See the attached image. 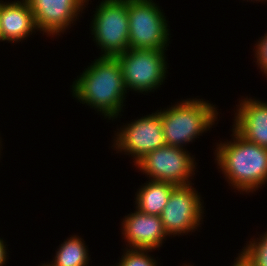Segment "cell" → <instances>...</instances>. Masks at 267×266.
<instances>
[{"label": "cell", "mask_w": 267, "mask_h": 266, "mask_svg": "<svg viewBox=\"0 0 267 266\" xmlns=\"http://www.w3.org/2000/svg\"><path fill=\"white\" fill-rule=\"evenodd\" d=\"M165 50L129 48L116 56L121 68L126 90L148 93L161 87L166 79Z\"/></svg>", "instance_id": "cell-6"}, {"label": "cell", "mask_w": 267, "mask_h": 266, "mask_svg": "<svg viewBox=\"0 0 267 266\" xmlns=\"http://www.w3.org/2000/svg\"><path fill=\"white\" fill-rule=\"evenodd\" d=\"M85 241L77 235L65 240L57 249L52 266H89L90 257Z\"/></svg>", "instance_id": "cell-15"}, {"label": "cell", "mask_w": 267, "mask_h": 266, "mask_svg": "<svg viewBox=\"0 0 267 266\" xmlns=\"http://www.w3.org/2000/svg\"><path fill=\"white\" fill-rule=\"evenodd\" d=\"M176 185L169 182L149 180L136 192V209L145 214L160 216Z\"/></svg>", "instance_id": "cell-14"}, {"label": "cell", "mask_w": 267, "mask_h": 266, "mask_svg": "<svg viewBox=\"0 0 267 266\" xmlns=\"http://www.w3.org/2000/svg\"><path fill=\"white\" fill-rule=\"evenodd\" d=\"M71 87L72 95L80 103L96 109L105 119L113 120L123 111L127 90L116 57H98Z\"/></svg>", "instance_id": "cell-1"}, {"label": "cell", "mask_w": 267, "mask_h": 266, "mask_svg": "<svg viewBox=\"0 0 267 266\" xmlns=\"http://www.w3.org/2000/svg\"><path fill=\"white\" fill-rule=\"evenodd\" d=\"M193 158L185 148L164 146L145 155L135 166L150 180L187 185L191 184L190 177L195 175Z\"/></svg>", "instance_id": "cell-7"}, {"label": "cell", "mask_w": 267, "mask_h": 266, "mask_svg": "<svg viewBox=\"0 0 267 266\" xmlns=\"http://www.w3.org/2000/svg\"><path fill=\"white\" fill-rule=\"evenodd\" d=\"M231 266H244L242 262L239 261L238 258H235L234 264Z\"/></svg>", "instance_id": "cell-20"}, {"label": "cell", "mask_w": 267, "mask_h": 266, "mask_svg": "<svg viewBox=\"0 0 267 266\" xmlns=\"http://www.w3.org/2000/svg\"><path fill=\"white\" fill-rule=\"evenodd\" d=\"M91 21V35L101 57H116L129 49L127 0H102Z\"/></svg>", "instance_id": "cell-4"}, {"label": "cell", "mask_w": 267, "mask_h": 266, "mask_svg": "<svg viewBox=\"0 0 267 266\" xmlns=\"http://www.w3.org/2000/svg\"><path fill=\"white\" fill-rule=\"evenodd\" d=\"M129 48L167 50L169 26L153 0H127Z\"/></svg>", "instance_id": "cell-5"}, {"label": "cell", "mask_w": 267, "mask_h": 266, "mask_svg": "<svg viewBox=\"0 0 267 266\" xmlns=\"http://www.w3.org/2000/svg\"><path fill=\"white\" fill-rule=\"evenodd\" d=\"M6 242L5 241H3V239H1L0 238V266H4V265H6V261H7V259H8V253H7V248H6V245L7 244H5Z\"/></svg>", "instance_id": "cell-19"}, {"label": "cell", "mask_w": 267, "mask_h": 266, "mask_svg": "<svg viewBox=\"0 0 267 266\" xmlns=\"http://www.w3.org/2000/svg\"><path fill=\"white\" fill-rule=\"evenodd\" d=\"M243 251L238 253V259L244 266H267V232L259 239L247 242Z\"/></svg>", "instance_id": "cell-16"}, {"label": "cell", "mask_w": 267, "mask_h": 266, "mask_svg": "<svg viewBox=\"0 0 267 266\" xmlns=\"http://www.w3.org/2000/svg\"><path fill=\"white\" fill-rule=\"evenodd\" d=\"M191 184L176 185L160 214V219L168 236L188 235L200 226L205 210L201 196ZM202 219V220H201Z\"/></svg>", "instance_id": "cell-8"}, {"label": "cell", "mask_w": 267, "mask_h": 266, "mask_svg": "<svg viewBox=\"0 0 267 266\" xmlns=\"http://www.w3.org/2000/svg\"><path fill=\"white\" fill-rule=\"evenodd\" d=\"M48 262H46V264L45 263H43L42 265H40V266H52L50 263H48Z\"/></svg>", "instance_id": "cell-21"}, {"label": "cell", "mask_w": 267, "mask_h": 266, "mask_svg": "<svg viewBox=\"0 0 267 266\" xmlns=\"http://www.w3.org/2000/svg\"><path fill=\"white\" fill-rule=\"evenodd\" d=\"M255 57L258 67L267 76V33L255 44Z\"/></svg>", "instance_id": "cell-18"}, {"label": "cell", "mask_w": 267, "mask_h": 266, "mask_svg": "<svg viewBox=\"0 0 267 266\" xmlns=\"http://www.w3.org/2000/svg\"><path fill=\"white\" fill-rule=\"evenodd\" d=\"M34 14L38 31L49 36L65 32L89 0H27ZM88 1V2H87ZM79 14V15H78ZM78 16V17H77ZM69 26V27H68Z\"/></svg>", "instance_id": "cell-10"}, {"label": "cell", "mask_w": 267, "mask_h": 266, "mask_svg": "<svg viewBox=\"0 0 267 266\" xmlns=\"http://www.w3.org/2000/svg\"><path fill=\"white\" fill-rule=\"evenodd\" d=\"M240 101L233 129L247 141L267 148V102L250 97Z\"/></svg>", "instance_id": "cell-12"}, {"label": "cell", "mask_w": 267, "mask_h": 266, "mask_svg": "<svg viewBox=\"0 0 267 266\" xmlns=\"http://www.w3.org/2000/svg\"><path fill=\"white\" fill-rule=\"evenodd\" d=\"M121 223L127 248L156 250L168 237L160 216L145 214L138 209L125 216Z\"/></svg>", "instance_id": "cell-11"}, {"label": "cell", "mask_w": 267, "mask_h": 266, "mask_svg": "<svg viewBox=\"0 0 267 266\" xmlns=\"http://www.w3.org/2000/svg\"><path fill=\"white\" fill-rule=\"evenodd\" d=\"M37 29L34 14L27 0L0 1L1 41L19 42Z\"/></svg>", "instance_id": "cell-13"}, {"label": "cell", "mask_w": 267, "mask_h": 266, "mask_svg": "<svg viewBox=\"0 0 267 266\" xmlns=\"http://www.w3.org/2000/svg\"><path fill=\"white\" fill-rule=\"evenodd\" d=\"M232 132L233 140L217 144L214 152L217 166L229 186L240 194L253 193L267 182V148L247 141L233 128Z\"/></svg>", "instance_id": "cell-2"}, {"label": "cell", "mask_w": 267, "mask_h": 266, "mask_svg": "<svg viewBox=\"0 0 267 266\" xmlns=\"http://www.w3.org/2000/svg\"><path fill=\"white\" fill-rule=\"evenodd\" d=\"M116 134L113 148L130 154L135 159L134 165L151 151L166 146L161 115L157 111L125 124Z\"/></svg>", "instance_id": "cell-9"}, {"label": "cell", "mask_w": 267, "mask_h": 266, "mask_svg": "<svg viewBox=\"0 0 267 266\" xmlns=\"http://www.w3.org/2000/svg\"><path fill=\"white\" fill-rule=\"evenodd\" d=\"M248 1H249V0H248ZM251 1H259V2L262 1V2H263V1H267V0H251Z\"/></svg>", "instance_id": "cell-22"}, {"label": "cell", "mask_w": 267, "mask_h": 266, "mask_svg": "<svg viewBox=\"0 0 267 266\" xmlns=\"http://www.w3.org/2000/svg\"><path fill=\"white\" fill-rule=\"evenodd\" d=\"M157 112L161 115L166 146L180 148L207 132L219 114L213 103L200 98L181 100Z\"/></svg>", "instance_id": "cell-3"}, {"label": "cell", "mask_w": 267, "mask_h": 266, "mask_svg": "<svg viewBox=\"0 0 267 266\" xmlns=\"http://www.w3.org/2000/svg\"><path fill=\"white\" fill-rule=\"evenodd\" d=\"M151 249H132L126 248L123 253L119 266H157V261L148 255ZM152 257V258H151Z\"/></svg>", "instance_id": "cell-17"}]
</instances>
